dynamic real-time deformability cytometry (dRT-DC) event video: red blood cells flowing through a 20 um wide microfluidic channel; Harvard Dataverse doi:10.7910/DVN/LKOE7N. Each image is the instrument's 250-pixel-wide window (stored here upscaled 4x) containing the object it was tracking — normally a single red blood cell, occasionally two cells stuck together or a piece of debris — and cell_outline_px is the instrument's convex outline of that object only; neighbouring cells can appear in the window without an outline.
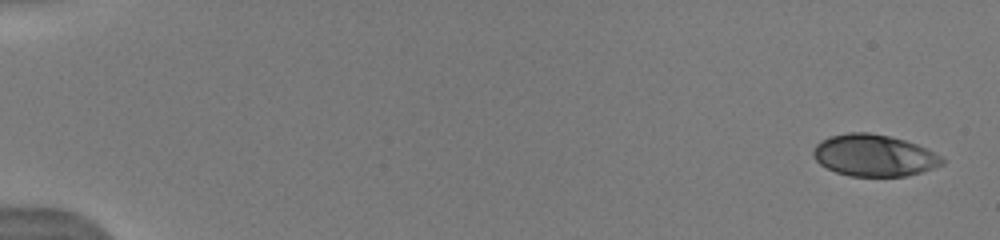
{"species": "human", "species_latin": "Homo sapiens", "temperature_condition": "warm", "stored_images_in_passage": 11, "camera_frame_rate_fps": 3000, "um_per_image_px": 0.085, "donor": {"sex": "male"}, "frame": {"image": 1, "passage_image": 1, "time_ms": 0.0, "image_size_px": [1000, 240], "cell_outline_px": [[944, 164], [908, 176], [852, 176], [836, 172], [820, 164], [812, 156], [812, 152], [816, 144], [820, 140], [828, 136], [848, 132], [868, 132], [888, 136], [904, 140], [928, 148], [940, 156], [944, 160]], "centroid_in_image_um": [74.27, 13.2], "position_along_channel_um": 10.7, "area_um2": 31.39}}
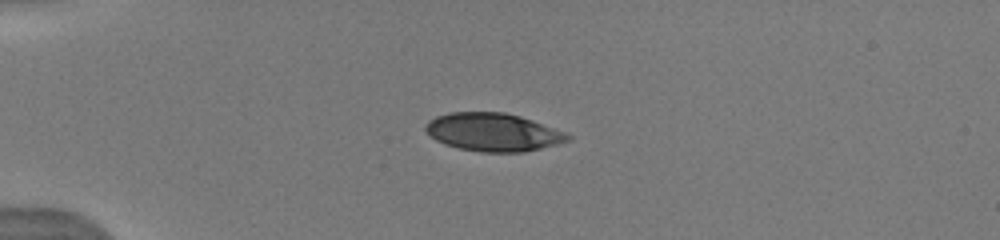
{"frame": {"image": 2, "passage_image": 6, "time_ms": 4.0, "image_size_px": [1000, 240], "cell_outline_px": [[572, 140], [524, 152], [480, 152], [460, 148], [444, 144], [436, 140], [424, 128], [424, 124], [428, 120], [436, 116], [448, 112], [504, 112], [520, 116], [532, 120], [564, 132], [572, 136]], "centroid_in_image_um": [41.89, 11.23], "position_along_channel_um": 43.1, "area_um2": 31.5}}
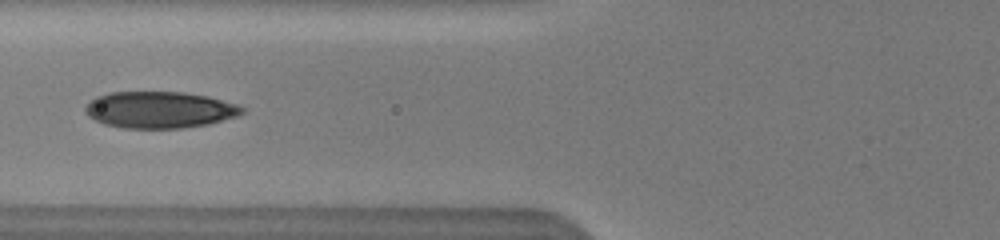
{"frame": {"image": 3, "passage_image": 9, "time_ms": 6.667, "image_size_px": [1000, 240], "cell_outline_px": [[244, 112], [236, 116], [208, 124], [180, 128], [124, 128], [104, 124], [88, 116], [84, 112], [84, 108], [96, 96], [112, 92], [184, 92], [208, 96], [236, 104], [244, 108]], "centroid_in_image_um": [13.55, 9.33], "position_along_channel_um": 112.3, "area_um2": 33.29}}